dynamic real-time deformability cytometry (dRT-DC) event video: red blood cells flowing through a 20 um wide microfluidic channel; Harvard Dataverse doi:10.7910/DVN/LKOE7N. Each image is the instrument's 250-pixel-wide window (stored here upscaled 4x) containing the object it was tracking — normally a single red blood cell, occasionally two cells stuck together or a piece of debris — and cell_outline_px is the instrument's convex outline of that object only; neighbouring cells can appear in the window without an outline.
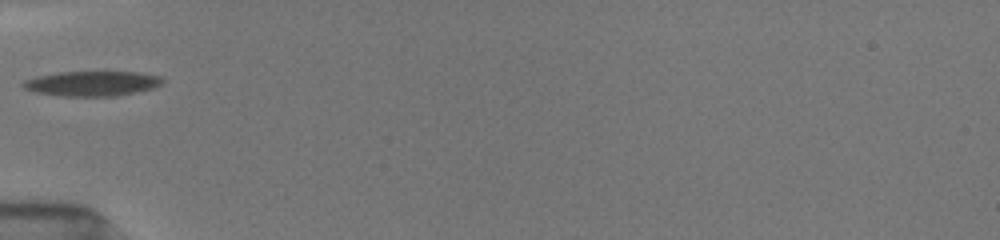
{"species": "common noctule bat (a hibernating species)", "species_latin": "Nyctalus noctula", "temperature_condition": "room temperature", "stored_images_in_passage": 34, "camera_frame_rate_fps": 3000, "um_per_image_px": 0.085, "animal": {"sex": "female", "body_mass_g": 19.5, "forearm_length_mm": 54.1}, "frame": {"image": 1, "passage_image": 1, "time_ms": 0.0, "image_size_px": [1000, 240], "cell_outline_px": [[164, 80], [156, 88], [116, 96], [60, 96], [36, 92], [24, 88], [20, 84], [24, 80], [36, 76], [56, 72], [136, 72], [160, 76]], "centroid_in_image_um": [7.81, 7.1], "position_along_channel_um": 77.2, "area_um2": 20.35}}
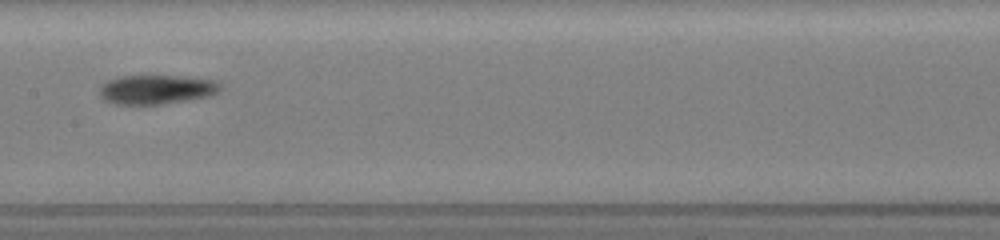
{"frame": {"image": 2, "passage_image": 8, "time_ms": 3.0, "image_size_px": [1000, 240], "cell_outline_px": [[220, 88], [212, 96], [188, 100], [160, 104], [116, 104], [100, 96], [100, 88], [104, 84], [120, 76], [176, 76], [212, 80]], "centroid_in_image_um": [13.3, 7.62], "position_along_channel_um": 194.1, "area_um2": 19.94}}
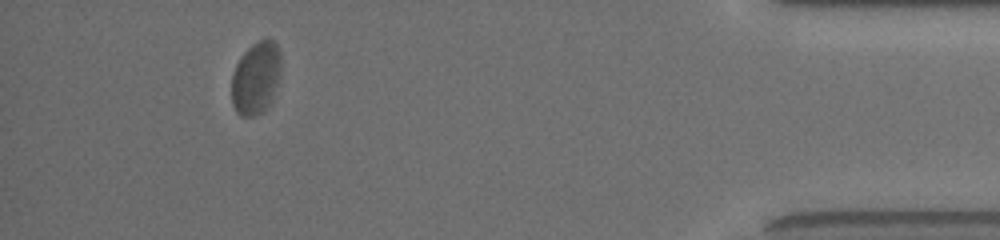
{"frame": {"image": 3, "passage_image": 31, "time_ms": 10.0, "image_size_px": [1000, 240], "cell_outline_px": [[280, 68], [272, 100], [264, 112], [256, 116], [240, 116], [236, 112], [232, 104], [232, 76], [236, 64], [240, 56], [256, 40], [272, 40], [276, 44], [280, 52]], "centroid_in_image_um": [21.73, 6.65], "position_along_channel_um": 413.5, "area_um2": 20.87}, "authors_computed_cell_mechanics": {"area_um2": 19.8832, "velocity_mm_per_s": 3.8857, "shape_relaxation_time_tau1_ms": 5.4142, "shape_relaxation_time_tau2_ms": 0.3691, "deformation_change_tau1": 0.1771, "deformation_change_tau2": 0.0384}}